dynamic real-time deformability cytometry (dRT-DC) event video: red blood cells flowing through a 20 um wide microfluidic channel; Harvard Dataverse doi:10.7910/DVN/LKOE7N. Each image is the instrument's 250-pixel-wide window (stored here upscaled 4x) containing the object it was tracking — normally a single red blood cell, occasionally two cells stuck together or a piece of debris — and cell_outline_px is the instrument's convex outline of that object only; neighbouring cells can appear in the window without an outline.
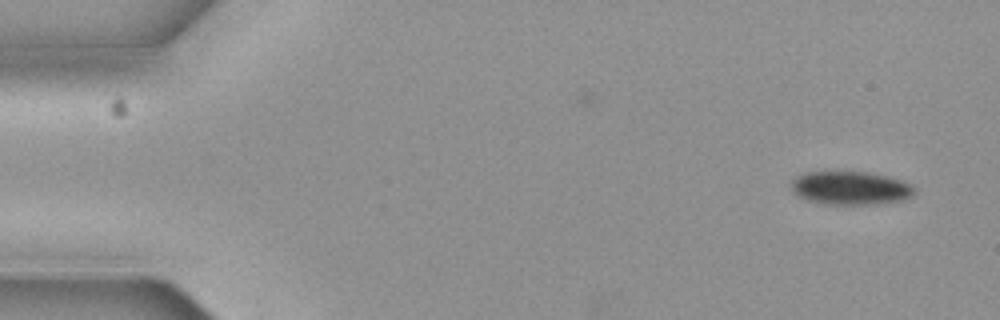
{"species": "common noctule bat (a hibernating species)", "species_latin": "Nyctalus noctula", "temperature_condition": "cold", "stored_images_in_passage": 2, "camera_frame_rate_fps": 3000, "um_per_image_px": 0.085, "animal": {"sex": "female", "body_mass_g": 19.3, "forearm_length_mm": 54.1}, "frame": {"image": 1, "passage_image": 2, "time_ms": 0.333, "image_size_px": [1000, 320], "cell_outline_px": [[916, 192], [912, 196], [904, 200], [884, 204], [824, 204], [808, 200], [796, 196], [792, 192], [792, 180], [796, 176], [808, 172], [868, 172], [888, 176], [912, 184]], "centroid_in_image_um": [72.32, 15.99], "position_along_channel_um": 12.7, "area_um2": 24.22}}